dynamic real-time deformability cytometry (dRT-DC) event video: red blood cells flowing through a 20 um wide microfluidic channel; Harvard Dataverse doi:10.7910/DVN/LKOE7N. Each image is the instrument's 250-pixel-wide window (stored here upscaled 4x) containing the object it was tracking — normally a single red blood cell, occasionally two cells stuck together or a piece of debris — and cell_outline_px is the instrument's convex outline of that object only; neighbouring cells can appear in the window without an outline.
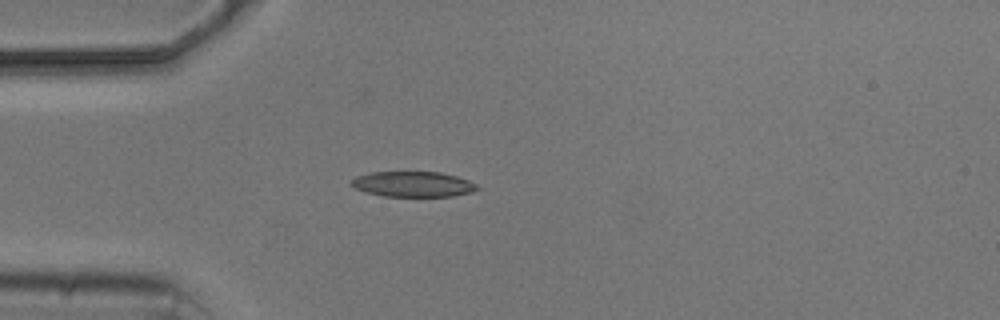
{"species": "common noctule bat (a hibernating species)", "species_latin": "Nyctalus noctula", "temperature_condition": "cold", "stored_images_in_passage": 7, "camera_frame_rate_fps": 3000, "um_per_image_px": 0.085, "animal": {"sex": "male", "body_mass_g": 20.5, "forearm_length_mm": 52.5}, "frame": {"image": 1, "passage_image": 5, "time_ms": 4.667, "image_size_px": [1000, 320], "cell_outline_px": [[480, 188], [472, 192], [452, 196], [384, 196], [368, 192], [356, 188], [348, 184], [356, 176], [372, 172], [440, 172], [456, 176], [468, 180], [476, 184]], "centroid_in_image_um": [35.12, 15.65], "position_along_channel_um": 49.9, "area_um2": 18.5}}